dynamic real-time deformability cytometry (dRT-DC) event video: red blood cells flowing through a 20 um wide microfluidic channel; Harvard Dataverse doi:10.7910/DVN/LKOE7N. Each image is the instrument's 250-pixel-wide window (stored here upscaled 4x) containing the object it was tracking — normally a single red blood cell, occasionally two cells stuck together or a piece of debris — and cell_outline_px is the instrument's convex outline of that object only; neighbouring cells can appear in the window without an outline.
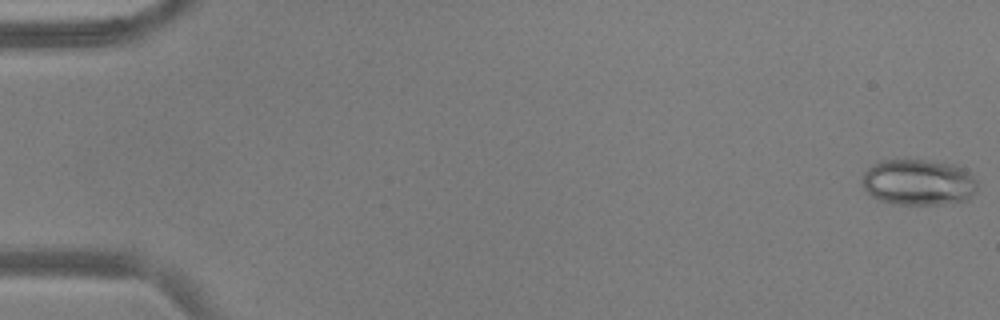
{"species": "common noctule bat (a hibernating species)", "species_latin": "Nyctalus noctula", "temperature_condition": "warm", "stored_images_in_passage": 54, "camera_frame_rate_fps": 3000, "um_per_image_px": 0.085, "animal": {"sex": "male", "body_mass_g": 17.9, "forearm_length_mm": 54.2}, "frame": {"image": 1, "passage_image": 1, "time_ms": 0.0, "image_size_px": [1000, 320], "cell_outline_px": [[976, 192], [968, 200], [936, 204], [892, 204], [876, 200], [864, 188], [864, 172], [872, 164], [880, 160], [924, 160], [952, 164], [964, 168], [976, 180]], "centroid_in_image_um": [78.06, 15.5], "position_along_channel_um": 6.9, "area_um2": 30.87}}
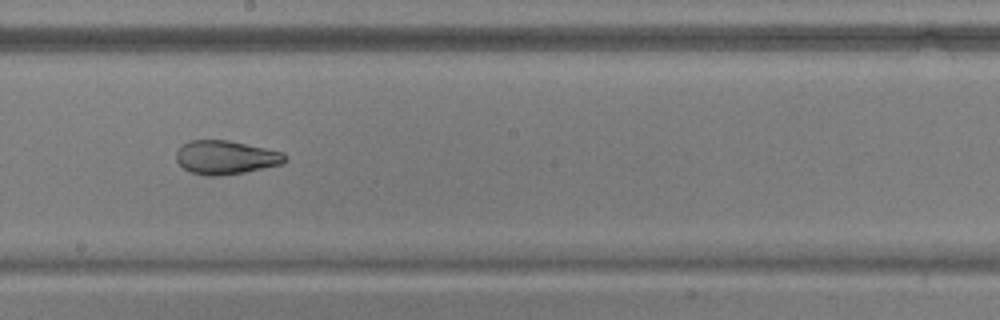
{"frame": {"image": 2, "passage_image": 31, "time_ms": 10.0, "image_size_px": [1000, 320], "cell_outline_px": [[288, 160], [284, 164], [244, 172], [220, 176], [204, 176], [188, 172], [176, 160], [176, 152], [184, 144], [192, 140], [228, 140], [284, 152], [288, 156]], "centroid_in_image_um": [19.23, 13.39], "position_along_channel_um": 229.0, "area_um2": 21.56}}
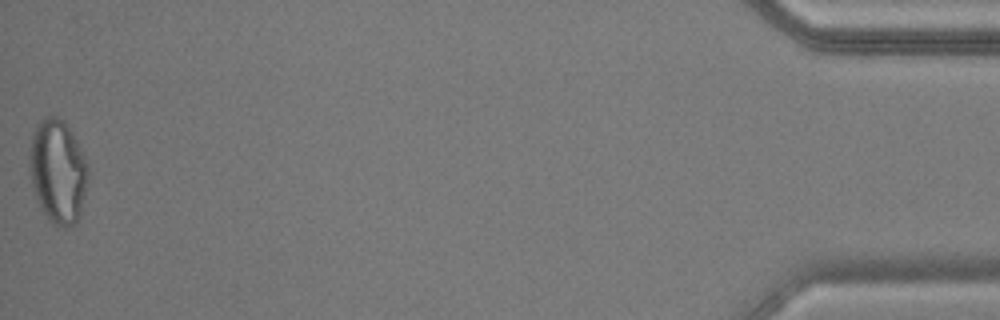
{"frame": {"image": 3, "passage_image": 54, "time_ms": 17.667, "image_size_px": [1000, 320], "cell_outline_px": [[88, 184], [80, 216], [72, 224], [64, 228], [52, 224], [48, 220], [40, 208], [36, 200], [32, 184], [28, 164], [28, 156], [32, 132], [36, 124], [44, 116], [56, 116], [64, 120], [76, 140], [88, 164]], "centroid_in_image_um": [4.9, 14.56], "position_along_channel_um": 430.3, "area_um2": 36.07}, "authors_computed_cell_mechanics": {"area_um2": 28.1197, "velocity_mm_per_s": 3.7879, "shape_relaxation_time_tau1_ms": null, "shape_relaxation_time_tau2_ms": 1.7264, "deformation_change_tau1": null, "deformation_change_tau2": 0.0881}}